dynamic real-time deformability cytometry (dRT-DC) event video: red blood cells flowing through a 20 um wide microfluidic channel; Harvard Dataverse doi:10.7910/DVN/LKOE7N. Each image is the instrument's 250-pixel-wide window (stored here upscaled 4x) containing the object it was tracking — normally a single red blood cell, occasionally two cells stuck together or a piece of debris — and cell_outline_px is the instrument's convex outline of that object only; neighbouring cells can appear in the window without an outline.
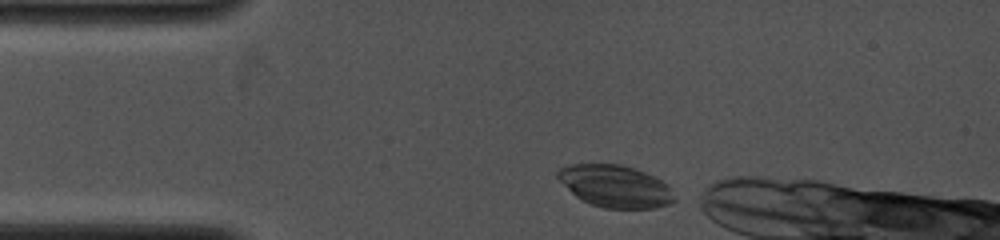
{"species": "common noctule bat (a hibernating species)", "species_latin": "Nyctalus noctula", "temperature_condition": "cold", "stored_images_in_passage": 26, "camera_frame_rate_fps": 4000, "um_per_image_px": 0.085, "animal": {"sex": "female", "body_mass_g": 19.0, "forearm_length_mm": 53.3}, "frame": {"image": 1, "passage_image": 1, "time_ms": 0.0, "image_size_px": [1000, 240], "cell_outline_px": [[676, 200], [668, 204], [656, 208], [604, 208], [592, 204], [576, 196], [556, 176], [556, 172], [560, 168], [568, 164], [620, 164], [644, 172], [668, 184], [672, 188]], "centroid_in_image_um": [52.32, 15.82], "position_along_channel_um": 32.7, "area_um2": 28.44}}
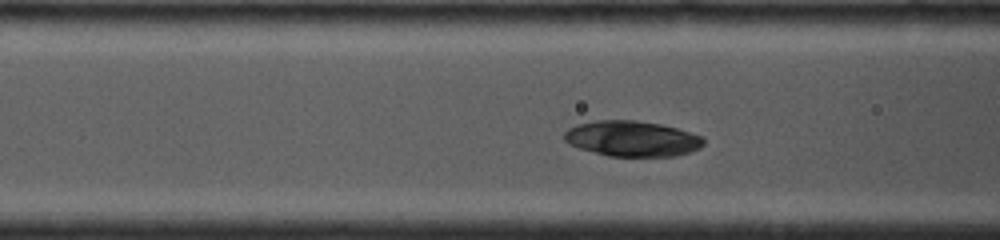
{"frame": {"image": 2, "passage_image": 12, "time_ms": 2.75, "image_size_px": [1000, 240], "cell_outline_px": [[704, 144], [700, 148], [692, 152], [676, 156], [608, 156], [580, 148], [568, 144], [564, 140], [564, 132], [568, 128], [576, 124], [596, 120], [636, 120], [660, 124], [676, 128], [704, 136]], "centroid_in_image_um": [53.74, 11.78], "position_along_channel_um": 112.9, "area_um2": 29.07}}
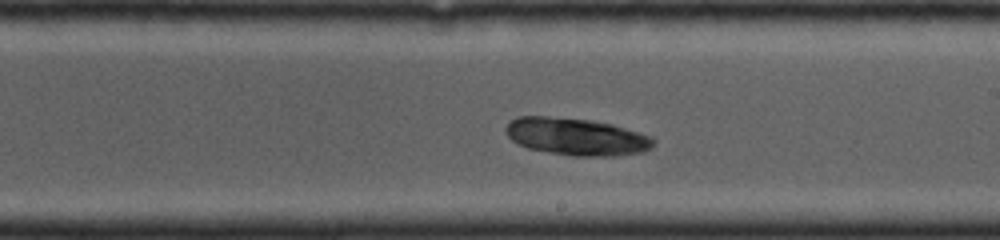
{"frame": {"image": 3, "passage_image": 23, "time_ms": 5.75, "image_size_px": [1000, 240], "cell_outline_px": [[656, 144], [652, 148], [644, 152], [616, 156], [572, 156], [548, 152], [528, 148], [516, 144], [504, 132], [504, 128], [516, 116], [548, 116], [588, 120], [612, 124], [652, 136], [656, 140]], "centroid_in_image_um": [49.01, 11.63], "position_along_channel_um": 240.0, "area_um2": 32.43}}